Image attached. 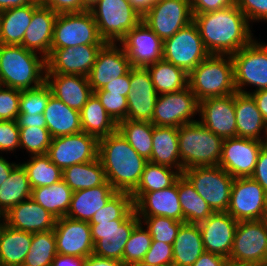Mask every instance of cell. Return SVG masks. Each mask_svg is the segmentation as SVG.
<instances>
[{
	"label": "cell",
	"instance_id": "obj_54",
	"mask_svg": "<svg viewBox=\"0 0 267 266\" xmlns=\"http://www.w3.org/2000/svg\"><path fill=\"white\" fill-rule=\"evenodd\" d=\"M20 149L19 127L16 120L0 121V152Z\"/></svg>",
	"mask_w": 267,
	"mask_h": 266
},
{
	"label": "cell",
	"instance_id": "obj_41",
	"mask_svg": "<svg viewBox=\"0 0 267 266\" xmlns=\"http://www.w3.org/2000/svg\"><path fill=\"white\" fill-rule=\"evenodd\" d=\"M146 68L150 72L158 95L180 91L188 87V73L164 59L148 65Z\"/></svg>",
	"mask_w": 267,
	"mask_h": 266
},
{
	"label": "cell",
	"instance_id": "obj_21",
	"mask_svg": "<svg viewBox=\"0 0 267 266\" xmlns=\"http://www.w3.org/2000/svg\"><path fill=\"white\" fill-rule=\"evenodd\" d=\"M198 114L201 116L198 121L217 136L237 137L234 93L200 101Z\"/></svg>",
	"mask_w": 267,
	"mask_h": 266
},
{
	"label": "cell",
	"instance_id": "obj_1",
	"mask_svg": "<svg viewBox=\"0 0 267 266\" xmlns=\"http://www.w3.org/2000/svg\"><path fill=\"white\" fill-rule=\"evenodd\" d=\"M201 39L210 55H233L253 40L250 23L237 5L193 14Z\"/></svg>",
	"mask_w": 267,
	"mask_h": 266
},
{
	"label": "cell",
	"instance_id": "obj_14",
	"mask_svg": "<svg viewBox=\"0 0 267 266\" xmlns=\"http://www.w3.org/2000/svg\"><path fill=\"white\" fill-rule=\"evenodd\" d=\"M199 102L188 87L157 96L152 120L156 126L177 127L192 123L197 115Z\"/></svg>",
	"mask_w": 267,
	"mask_h": 266
},
{
	"label": "cell",
	"instance_id": "obj_59",
	"mask_svg": "<svg viewBox=\"0 0 267 266\" xmlns=\"http://www.w3.org/2000/svg\"><path fill=\"white\" fill-rule=\"evenodd\" d=\"M130 89L131 87H130V71H129L127 74L116 78L115 80L109 82L102 89L99 90H105L108 91L109 93H115L127 97L130 92Z\"/></svg>",
	"mask_w": 267,
	"mask_h": 266
},
{
	"label": "cell",
	"instance_id": "obj_52",
	"mask_svg": "<svg viewBox=\"0 0 267 266\" xmlns=\"http://www.w3.org/2000/svg\"><path fill=\"white\" fill-rule=\"evenodd\" d=\"M21 91L0 85V121L17 119Z\"/></svg>",
	"mask_w": 267,
	"mask_h": 266
},
{
	"label": "cell",
	"instance_id": "obj_67",
	"mask_svg": "<svg viewBox=\"0 0 267 266\" xmlns=\"http://www.w3.org/2000/svg\"><path fill=\"white\" fill-rule=\"evenodd\" d=\"M156 1L157 0H135V10L143 16Z\"/></svg>",
	"mask_w": 267,
	"mask_h": 266
},
{
	"label": "cell",
	"instance_id": "obj_55",
	"mask_svg": "<svg viewBox=\"0 0 267 266\" xmlns=\"http://www.w3.org/2000/svg\"><path fill=\"white\" fill-rule=\"evenodd\" d=\"M237 6L249 22H267V0H237Z\"/></svg>",
	"mask_w": 267,
	"mask_h": 266
},
{
	"label": "cell",
	"instance_id": "obj_58",
	"mask_svg": "<svg viewBox=\"0 0 267 266\" xmlns=\"http://www.w3.org/2000/svg\"><path fill=\"white\" fill-rule=\"evenodd\" d=\"M250 177L267 192V143L260 150L254 172Z\"/></svg>",
	"mask_w": 267,
	"mask_h": 266
},
{
	"label": "cell",
	"instance_id": "obj_28",
	"mask_svg": "<svg viewBox=\"0 0 267 266\" xmlns=\"http://www.w3.org/2000/svg\"><path fill=\"white\" fill-rule=\"evenodd\" d=\"M52 95L70 108L80 111L93 94L88 77L70 74H46Z\"/></svg>",
	"mask_w": 267,
	"mask_h": 266
},
{
	"label": "cell",
	"instance_id": "obj_16",
	"mask_svg": "<svg viewBox=\"0 0 267 266\" xmlns=\"http://www.w3.org/2000/svg\"><path fill=\"white\" fill-rule=\"evenodd\" d=\"M99 139L85 132L52 138L46 155L61 170L98 159Z\"/></svg>",
	"mask_w": 267,
	"mask_h": 266
},
{
	"label": "cell",
	"instance_id": "obj_34",
	"mask_svg": "<svg viewBox=\"0 0 267 266\" xmlns=\"http://www.w3.org/2000/svg\"><path fill=\"white\" fill-rule=\"evenodd\" d=\"M32 234L8 226L0 229V266H22L32 244Z\"/></svg>",
	"mask_w": 267,
	"mask_h": 266
},
{
	"label": "cell",
	"instance_id": "obj_65",
	"mask_svg": "<svg viewBox=\"0 0 267 266\" xmlns=\"http://www.w3.org/2000/svg\"><path fill=\"white\" fill-rule=\"evenodd\" d=\"M16 165L17 164L15 162L10 163L9 161H7L6 158H4V157H2V155H0V186L6 179H8L12 169Z\"/></svg>",
	"mask_w": 267,
	"mask_h": 266
},
{
	"label": "cell",
	"instance_id": "obj_37",
	"mask_svg": "<svg viewBox=\"0 0 267 266\" xmlns=\"http://www.w3.org/2000/svg\"><path fill=\"white\" fill-rule=\"evenodd\" d=\"M62 179L73 191L103 185L107 179L100 159L79 163L62 170Z\"/></svg>",
	"mask_w": 267,
	"mask_h": 266
},
{
	"label": "cell",
	"instance_id": "obj_18",
	"mask_svg": "<svg viewBox=\"0 0 267 266\" xmlns=\"http://www.w3.org/2000/svg\"><path fill=\"white\" fill-rule=\"evenodd\" d=\"M119 42L132 67L146 68L163 59V40L142 21Z\"/></svg>",
	"mask_w": 267,
	"mask_h": 266
},
{
	"label": "cell",
	"instance_id": "obj_5",
	"mask_svg": "<svg viewBox=\"0 0 267 266\" xmlns=\"http://www.w3.org/2000/svg\"><path fill=\"white\" fill-rule=\"evenodd\" d=\"M224 139L199 121L178 128L179 154L183 171L192 167L219 165Z\"/></svg>",
	"mask_w": 267,
	"mask_h": 266
},
{
	"label": "cell",
	"instance_id": "obj_48",
	"mask_svg": "<svg viewBox=\"0 0 267 266\" xmlns=\"http://www.w3.org/2000/svg\"><path fill=\"white\" fill-rule=\"evenodd\" d=\"M152 237L140 222L132 231L123 251V264L128 266L143 261L151 247Z\"/></svg>",
	"mask_w": 267,
	"mask_h": 266
},
{
	"label": "cell",
	"instance_id": "obj_43",
	"mask_svg": "<svg viewBox=\"0 0 267 266\" xmlns=\"http://www.w3.org/2000/svg\"><path fill=\"white\" fill-rule=\"evenodd\" d=\"M26 170L31 189L50 186L62 180V170L45 155H31L21 163Z\"/></svg>",
	"mask_w": 267,
	"mask_h": 266
},
{
	"label": "cell",
	"instance_id": "obj_63",
	"mask_svg": "<svg viewBox=\"0 0 267 266\" xmlns=\"http://www.w3.org/2000/svg\"><path fill=\"white\" fill-rule=\"evenodd\" d=\"M86 258L57 254L51 266H84Z\"/></svg>",
	"mask_w": 267,
	"mask_h": 266
},
{
	"label": "cell",
	"instance_id": "obj_69",
	"mask_svg": "<svg viewBox=\"0 0 267 266\" xmlns=\"http://www.w3.org/2000/svg\"><path fill=\"white\" fill-rule=\"evenodd\" d=\"M97 0H84V2L90 7L92 4H94Z\"/></svg>",
	"mask_w": 267,
	"mask_h": 266
},
{
	"label": "cell",
	"instance_id": "obj_40",
	"mask_svg": "<svg viewBox=\"0 0 267 266\" xmlns=\"http://www.w3.org/2000/svg\"><path fill=\"white\" fill-rule=\"evenodd\" d=\"M32 189L25 168L21 163L11 171L0 186V211L4 215L21 201L31 198Z\"/></svg>",
	"mask_w": 267,
	"mask_h": 266
},
{
	"label": "cell",
	"instance_id": "obj_38",
	"mask_svg": "<svg viewBox=\"0 0 267 266\" xmlns=\"http://www.w3.org/2000/svg\"><path fill=\"white\" fill-rule=\"evenodd\" d=\"M73 191L62 179L50 186L32 189L31 198L57 219L67 215Z\"/></svg>",
	"mask_w": 267,
	"mask_h": 266
},
{
	"label": "cell",
	"instance_id": "obj_44",
	"mask_svg": "<svg viewBox=\"0 0 267 266\" xmlns=\"http://www.w3.org/2000/svg\"><path fill=\"white\" fill-rule=\"evenodd\" d=\"M181 173L165 165L147 162L137 188L132 193H147L172 186Z\"/></svg>",
	"mask_w": 267,
	"mask_h": 266
},
{
	"label": "cell",
	"instance_id": "obj_36",
	"mask_svg": "<svg viewBox=\"0 0 267 266\" xmlns=\"http://www.w3.org/2000/svg\"><path fill=\"white\" fill-rule=\"evenodd\" d=\"M82 132L98 139L117 131V123L110 117L93 93L80 110Z\"/></svg>",
	"mask_w": 267,
	"mask_h": 266
},
{
	"label": "cell",
	"instance_id": "obj_19",
	"mask_svg": "<svg viewBox=\"0 0 267 266\" xmlns=\"http://www.w3.org/2000/svg\"><path fill=\"white\" fill-rule=\"evenodd\" d=\"M103 45H79L51 49L46 58V74H70L87 77Z\"/></svg>",
	"mask_w": 267,
	"mask_h": 266
},
{
	"label": "cell",
	"instance_id": "obj_72",
	"mask_svg": "<svg viewBox=\"0 0 267 266\" xmlns=\"http://www.w3.org/2000/svg\"><path fill=\"white\" fill-rule=\"evenodd\" d=\"M128 1L131 3L132 7L135 9V0H128Z\"/></svg>",
	"mask_w": 267,
	"mask_h": 266
},
{
	"label": "cell",
	"instance_id": "obj_23",
	"mask_svg": "<svg viewBox=\"0 0 267 266\" xmlns=\"http://www.w3.org/2000/svg\"><path fill=\"white\" fill-rule=\"evenodd\" d=\"M131 68L123 47L118 43L106 42L87 76L92 91L102 89L109 82L127 74Z\"/></svg>",
	"mask_w": 267,
	"mask_h": 266
},
{
	"label": "cell",
	"instance_id": "obj_64",
	"mask_svg": "<svg viewBox=\"0 0 267 266\" xmlns=\"http://www.w3.org/2000/svg\"><path fill=\"white\" fill-rule=\"evenodd\" d=\"M84 266H125L123 262L110 258H103L94 254L88 256Z\"/></svg>",
	"mask_w": 267,
	"mask_h": 266
},
{
	"label": "cell",
	"instance_id": "obj_11",
	"mask_svg": "<svg viewBox=\"0 0 267 266\" xmlns=\"http://www.w3.org/2000/svg\"><path fill=\"white\" fill-rule=\"evenodd\" d=\"M231 58L237 92L246 94L245 85L255 86L254 91L267 89V45L265 43L254 39L249 45L231 55Z\"/></svg>",
	"mask_w": 267,
	"mask_h": 266
},
{
	"label": "cell",
	"instance_id": "obj_6",
	"mask_svg": "<svg viewBox=\"0 0 267 266\" xmlns=\"http://www.w3.org/2000/svg\"><path fill=\"white\" fill-rule=\"evenodd\" d=\"M105 42L119 41L142 21L128 0H97L89 8Z\"/></svg>",
	"mask_w": 267,
	"mask_h": 266
},
{
	"label": "cell",
	"instance_id": "obj_17",
	"mask_svg": "<svg viewBox=\"0 0 267 266\" xmlns=\"http://www.w3.org/2000/svg\"><path fill=\"white\" fill-rule=\"evenodd\" d=\"M266 143L243 137L226 138L222 144L219 166L233 178L250 177L259 152Z\"/></svg>",
	"mask_w": 267,
	"mask_h": 266
},
{
	"label": "cell",
	"instance_id": "obj_42",
	"mask_svg": "<svg viewBox=\"0 0 267 266\" xmlns=\"http://www.w3.org/2000/svg\"><path fill=\"white\" fill-rule=\"evenodd\" d=\"M117 131L140 156L150 159L153 145L150 121L124 119L117 123Z\"/></svg>",
	"mask_w": 267,
	"mask_h": 266
},
{
	"label": "cell",
	"instance_id": "obj_7",
	"mask_svg": "<svg viewBox=\"0 0 267 266\" xmlns=\"http://www.w3.org/2000/svg\"><path fill=\"white\" fill-rule=\"evenodd\" d=\"M182 174L213 212H227L234 178L219 165L186 169Z\"/></svg>",
	"mask_w": 267,
	"mask_h": 266
},
{
	"label": "cell",
	"instance_id": "obj_20",
	"mask_svg": "<svg viewBox=\"0 0 267 266\" xmlns=\"http://www.w3.org/2000/svg\"><path fill=\"white\" fill-rule=\"evenodd\" d=\"M53 230L57 254L82 258L93 254L94 242L89 222L64 216L57 219Z\"/></svg>",
	"mask_w": 267,
	"mask_h": 266
},
{
	"label": "cell",
	"instance_id": "obj_9",
	"mask_svg": "<svg viewBox=\"0 0 267 266\" xmlns=\"http://www.w3.org/2000/svg\"><path fill=\"white\" fill-rule=\"evenodd\" d=\"M105 43L89 10L80 13H61L57 15L54 22L51 49L79 45H104Z\"/></svg>",
	"mask_w": 267,
	"mask_h": 266
},
{
	"label": "cell",
	"instance_id": "obj_32",
	"mask_svg": "<svg viewBox=\"0 0 267 266\" xmlns=\"http://www.w3.org/2000/svg\"><path fill=\"white\" fill-rule=\"evenodd\" d=\"M152 142L151 157L148 161L174 168L182 174L183 167L179 154L178 128L153 124Z\"/></svg>",
	"mask_w": 267,
	"mask_h": 266
},
{
	"label": "cell",
	"instance_id": "obj_46",
	"mask_svg": "<svg viewBox=\"0 0 267 266\" xmlns=\"http://www.w3.org/2000/svg\"><path fill=\"white\" fill-rule=\"evenodd\" d=\"M134 211L132 196L126 192H116L107 203L95 212L89 224L126 219Z\"/></svg>",
	"mask_w": 267,
	"mask_h": 266
},
{
	"label": "cell",
	"instance_id": "obj_22",
	"mask_svg": "<svg viewBox=\"0 0 267 266\" xmlns=\"http://www.w3.org/2000/svg\"><path fill=\"white\" fill-rule=\"evenodd\" d=\"M130 87L127 96V119L151 121L158 94L147 68L130 69Z\"/></svg>",
	"mask_w": 267,
	"mask_h": 266
},
{
	"label": "cell",
	"instance_id": "obj_66",
	"mask_svg": "<svg viewBox=\"0 0 267 266\" xmlns=\"http://www.w3.org/2000/svg\"><path fill=\"white\" fill-rule=\"evenodd\" d=\"M36 1L37 0H0V12L10 8L26 6Z\"/></svg>",
	"mask_w": 267,
	"mask_h": 266
},
{
	"label": "cell",
	"instance_id": "obj_31",
	"mask_svg": "<svg viewBox=\"0 0 267 266\" xmlns=\"http://www.w3.org/2000/svg\"><path fill=\"white\" fill-rule=\"evenodd\" d=\"M43 115L52 138L82 132L80 111L70 108L53 95L50 96Z\"/></svg>",
	"mask_w": 267,
	"mask_h": 266
},
{
	"label": "cell",
	"instance_id": "obj_26",
	"mask_svg": "<svg viewBox=\"0 0 267 266\" xmlns=\"http://www.w3.org/2000/svg\"><path fill=\"white\" fill-rule=\"evenodd\" d=\"M57 218L32 198L21 201L4 214V222L15 229L29 233L54 229Z\"/></svg>",
	"mask_w": 267,
	"mask_h": 266
},
{
	"label": "cell",
	"instance_id": "obj_51",
	"mask_svg": "<svg viewBox=\"0 0 267 266\" xmlns=\"http://www.w3.org/2000/svg\"><path fill=\"white\" fill-rule=\"evenodd\" d=\"M93 93L97 96L101 105L116 123L127 119L128 104L126 96L109 93L105 90H97Z\"/></svg>",
	"mask_w": 267,
	"mask_h": 266
},
{
	"label": "cell",
	"instance_id": "obj_25",
	"mask_svg": "<svg viewBox=\"0 0 267 266\" xmlns=\"http://www.w3.org/2000/svg\"><path fill=\"white\" fill-rule=\"evenodd\" d=\"M134 211L138 216H164L183 222L177 180L165 189L147 192L131 193Z\"/></svg>",
	"mask_w": 267,
	"mask_h": 266
},
{
	"label": "cell",
	"instance_id": "obj_3",
	"mask_svg": "<svg viewBox=\"0 0 267 266\" xmlns=\"http://www.w3.org/2000/svg\"><path fill=\"white\" fill-rule=\"evenodd\" d=\"M46 80V58L23 46L0 44V85L27 90Z\"/></svg>",
	"mask_w": 267,
	"mask_h": 266
},
{
	"label": "cell",
	"instance_id": "obj_10",
	"mask_svg": "<svg viewBox=\"0 0 267 266\" xmlns=\"http://www.w3.org/2000/svg\"><path fill=\"white\" fill-rule=\"evenodd\" d=\"M209 55L194 21L163 41V59L188 74Z\"/></svg>",
	"mask_w": 267,
	"mask_h": 266
},
{
	"label": "cell",
	"instance_id": "obj_15",
	"mask_svg": "<svg viewBox=\"0 0 267 266\" xmlns=\"http://www.w3.org/2000/svg\"><path fill=\"white\" fill-rule=\"evenodd\" d=\"M192 21L190 0H157L142 16V22L163 41Z\"/></svg>",
	"mask_w": 267,
	"mask_h": 266
},
{
	"label": "cell",
	"instance_id": "obj_49",
	"mask_svg": "<svg viewBox=\"0 0 267 266\" xmlns=\"http://www.w3.org/2000/svg\"><path fill=\"white\" fill-rule=\"evenodd\" d=\"M20 148L26 149L31 155H45L51 145L52 137L47 128H19Z\"/></svg>",
	"mask_w": 267,
	"mask_h": 266
},
{
	"label": "cell",
	"instance_id": "obj_24",
	"mask_svg": "<svg viewBox=\"0 0 267 266\" xmlns=\"http://www.w3.org/2000/svg\"><path fill=\"white\" fill-rule=\"evenodd\" d=\"M238 221L227 212H213L198 223L205 252L229 258Z\"/></svg>",
	"mask_w": 267,
	"mask_h": 266
},
{
	"label": "cell",
	"instance_id": "obj_53",
	"mask_svg": "<svg viewBox=\"0 0 267 266\" xmlns=\"http://www.w3.org/2000/svg\"><path fill=\"white\" fill-rule=\"evenodd\" d=\"M143 262L148 265L173 266V245L162 241H152Z\"/></svg>",
	"mask_w": 267,
	"mask_h": 266
},
{
	"label": "cell",
	"instance_id": "obj_61",
	"mask_svg": "<svg viewBox=\"0 0 267 266\" xmlns=\"http://www.w3.org/2000/svg\"><path fill=\"white\" fill-rule=\"evenodd\" d=\"M228 259L218 254L204 252L191 266H226Z\"/></svg>",
	"mask_w": 267,
	"mask_h": 266
},
{
	"label": "cell",
	"instance_id": "obj_62",
	"mask_svg": "<svg viewBox=\"0 0 267 266\" xmlns=\"http://www.w3.org/2000/svg\"><path fill=\"white\" fill-rule=\"evenodd\" d=\"M246 94H250L254 98L258 110L267 123V89L246 91Z\"/></svg>",
	"mask_w": 267,
	"mask_h": 266
},
{
	"label": "cell",
	"instance_id": "obj_70",
	"mask_svg": "<svg viewBox=\"0 0 267 266\" xmlns=\"http://www.w3.org/2000/svg\"><path fill=\"white\" fill-rule=\"evenodd\" d=\"M226 266H252V265H240V264H233L229 262Z\"/></svg>",
	"mask_w": 267,
	"mask_h": 266
},
{
	"label": "cell",
	"instance_id": "obj_35",
	"mask_svg": "<svg viewBox=\"0 0 267 266\" xmlns=\"http://www.w3.org/2000/svg\"><path fill=\"white\" fill-rule=\"evenodd\" d=\"M204 252L198 224L183 223L173 243V266H191Z\"/></svg>",
	"mask_w": 267,
	"mask_h": 266
},
{
	"label": "cell",
	"instance_id": "obj_39",
	"mask_svg": "<svg viewBox=\"0 0 267 266\" xmlns=\"http://www.w3.org/2000/svg\"><path fill=\"white\" fill-rule=\"evenodd\" d=\"M177 188L184 223L198 224L213 213L208 203L183 174L177 179Z\"/></svg>",
	"mask_w": 267,
	"mask_h": 266
},
{
	"label": "cell",
	"instance_id": "obj_27",
	"mask_svg": "<svg viewBox=\"0 0 267 266\" xmlns=\"http://www.w3.org/2000/svg\"><path fill=\"white\" fill-rule=\"evenodd\" d=\"M57 15L41 3L33 12L21 46L47 58L51 52L54 22Z\"/></svg>",
	"mask_w": 267,
	"mask_h": 266
},
{
	"label": "cell",
	"instance_id": "obj_60",
	"mask_svg": "<svg viewBox=\"0 0 267 266\" xmlns=\"http://www.w3.org/2000/svg\"><path fill=\"white\" fill-rule=\"evenodd\" d=\"M16 121L19 128L23 127L46 128L45 117L43 114H19Z\"/></svg>",
	"mask_w": 267,
	"mask_h": 266
},
{
	"label": "cell",
	"instance_id": "obj_8",
	"mask_svg": "<svg viewBox=\"0 0 267 266\" xmlns=\"http://www.w3.org/2000/svg\"><path fill=\"white\" fill-rule=\"evenodd\" d=\"M228 261L252 266L267 262V219L238 222Z\"/></svg>",
	"mask_w": 267,
	"mask_h": 266
},
{
	"label": "cell",
	"instance_id": "obj_29",
	"mask_svg": "<svg viewBox=\"0 0 267 266\" xmlns=\"http://www.w3.org/2000/svg\"><path fill=\"white\" fill-rule=\"evenodd\" d=\"M237 137L267 142V123L250 94L234 93ZM261 131L264 137L260 136ZM264 139V140H263Z\"/></svg>",
	"mask_w": 267,
	"mask_h": 266
},
{
	"label": "cell",
	"instance_id": "obj_2",
	"mask_svg": "<svg viewBox=\"0 0 267 266\" xmlns=\"http://www.w3.org/2000/svg\"><path fill=\"white\" fill-rule=\"evenodd\" d=\"M98 158L107 182L116 192L132 193L148 160L140 156L118 131L99 139Z\"/></svg>",
	"mask_w": 267,
	"mask_h": 266
},
{
	"label": "cell",
	"instance_id": "obj_57",
	"mask_svg": "<svg viewBox=\"0 0 267 266\" xmlns=\"http://www.w3.org/2000/svg\"><path fill=\"white\" fill-rule=\"evenodd\" d=\"M237 5V0H190L192 14H202Z\"/></svg>",
	"mask_w": 267,
	"mask_h": 266
},
{
	"label": "cell",
	"instance_id": "obj_4",
	"mask_svg": "<svg viewBox=\"0 0 267 266\" xmlns=\"http://www.w3.org/2000/svg\"><path fill=\"white\" fill-rule=\"evenodd\" d=\"M188 77V86L198 102L237 92L230 55H209L188 74Z\"/></svg>",
	"mask_w": 267,
	"mask_h": 266
},
{
	"label": "cell",
	"instance_id": "obj_13",
	"mask_svg": "<svg viewBox=\"0 0 267 266\" xmlns=\"http://www.w3.org/2000/svg\"><path fill=\"white\" fill-rule=\"evenodd\" d=\"M227 213L238 222L267 219V192L251 177L234 178Z\"/></svg>",
	"mask_w": 267,
	"mask_h": 266
},
{
	"label": "cell",
	"instance_id": "obj_71",
	"mask_svg": "<svg viewBox=\"0 0 267 266\" xmlns=\"http://www.w3.org/2000/svg\"><path fill=\"white\" fill-rule=\"evenodd\" d=\"M3 221H4V215L0 211V223H2Z\"/></svg>",
	"mask_w": 267,
	"mask_h": 266
},
{
	"label": "cell",
	"instance_id": "obj_12",
	"mask_svg": "<svg viewBox=\"0 0 267 266\" xmlns=\"http://www.w3.org/2000/svg\"><path fill=\"white\" fill-rule=\"evenodd\" d=\"M140 223L138 215L133 211L126 219L90 224L93 254L103 258L123 262V251L133 229Z\"/></svg>",
	"mask_w": 267,
	"mask_h": 266
},
{
	"label": "cell",
	"instance_id": "obj_68",
	"mask_svg": "<svg viewBox=\"0 0 267 266\" xmlns=\"http://www.w3.org/2000/svg\"><path fill=\"white\" fill-rule=\"evenodd\" d=\"M128 266H165V265H148V264L144 263L143 261H141V262L132 263Z\"/></svg>",
	"mask_w": 267,
	"mask_h": 266
},
{
	"label": "cell",
	"instance_id": "obj_33",
	"mask_svg": "<svg viewBox=\"0 0 267 266\" xmlns=\"http://www.w3.org/2000/svg\"><path fill=\"white\" fill-rule=\"evenodd\" d=\"M40 4L41 0H37L35 3L26 6L1 11L0 44L12 46L22 45L33 12Z\"/></svg>",
	"mask_w": 267,
	"mask_h": 266
},
{
	"label": "cell",
	"instance_id": "obj_50",
	"mask_svg": "<svg viewBox=\"0 0 267 266\" xmlns=\"http://www.w3.org/2000/svg\"><path fill=\"white\" fill-rule=\"evenodd\" d=\"M51 95V89L46 82L36 88L22 90L19 114H43Z\"/></svg>",
	"mask_w": 267,
	"mask_h": 266
},
{
	"label": "cell",
	"instance_id": "obj_30",
	"mask_svg": "<svg viewBox=\"0 0 267 266\" xmlns=\"http://www.w3.org/2000/svg\"><path fill=\"white\" fill-rule=\"evenodd\" d=\"M116 193L107 181L100 186L73 192L67 217L90 222L91 218Z\"/></svg>",
	"mask_w": 267,
	"mask_h": 266
},
{
	"label": "cell",
	"instance_id": "obj_47",
	"mask_svg": "<svg viewBox=\"0 0 267 266\" xmlns=\"http://www.w3.org/2000/svg\"><path fill=\"white\" fill-rule=\"evenodd\" d=\"M140 222L146 225L152 241H162L172 244L175 241L178 230L184 222L176 221L164 216H138Z\"/></svg>",
	"mask_w": 267,
	"mask_h": 266
},
{
	"label": "cell",
	"instance_id": "obj_56",
	"mask_svg": "<svg viewBox=\"0 0 267 266\" xmlns=\"http://www.w3.org/2000/svg\"><path fill=\"white\" fill-rule=\"evenodd\" d=\"M41 3L57 14L80 13L90 8L84 0H41Z\"/></svg>",
	"mask_w": 267,
	"mask_h": 266
},
{
	"label": "cell",
	"instance_id": "obj_45",
	"mask_svg": "<svg viewBox=\"0 0 267 266\" xmlns=\"http://www.w3.org/2000/svg\"><path fill=\"white\" fill-rule=\"evenodd\" d=\"M57 255L54 230L32 234V244L22 266H51Z\"/></svg>",
	"mask_w": 267,
	"mask_h": 266
}]
</instances>
